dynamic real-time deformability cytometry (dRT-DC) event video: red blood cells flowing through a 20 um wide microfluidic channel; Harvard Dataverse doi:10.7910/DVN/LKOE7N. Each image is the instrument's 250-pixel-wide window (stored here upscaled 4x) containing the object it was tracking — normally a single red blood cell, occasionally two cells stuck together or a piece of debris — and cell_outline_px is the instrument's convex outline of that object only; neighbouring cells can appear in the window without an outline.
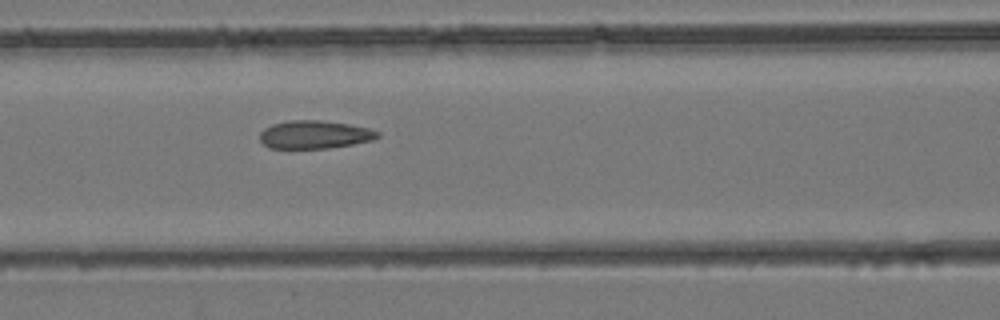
{"species": "common noctule bat (a hibernating species)", "species_latin": "Nyctalus noctula", "temperature_condition": "room temperature", "stored_images_in_passage": 8, "camera_frame_rate_fps": 3000, "um_per_image_px": 0.085, "animal": {"sex": "female", "body_mass_g": 24.6, "forearm_length_mm": 56.2}, "frame": {"image": 1, "passage_image": 6, "time_ms": 1.667, "image_size_px": [1000, 320], "cell_outline_px": [[380, 136], [372, 140], [352, 144], [328, 148], [268, 148], [260, 140], [260, 132], [264, 128], [272, 124], [292, 120], [320, 120], [348, 124], [368, 128], [380, 132]], "centroid_in_image_um": [26.73, 11.44], "position_along_channel_um": 139.9, "area_um2": 19.19}}